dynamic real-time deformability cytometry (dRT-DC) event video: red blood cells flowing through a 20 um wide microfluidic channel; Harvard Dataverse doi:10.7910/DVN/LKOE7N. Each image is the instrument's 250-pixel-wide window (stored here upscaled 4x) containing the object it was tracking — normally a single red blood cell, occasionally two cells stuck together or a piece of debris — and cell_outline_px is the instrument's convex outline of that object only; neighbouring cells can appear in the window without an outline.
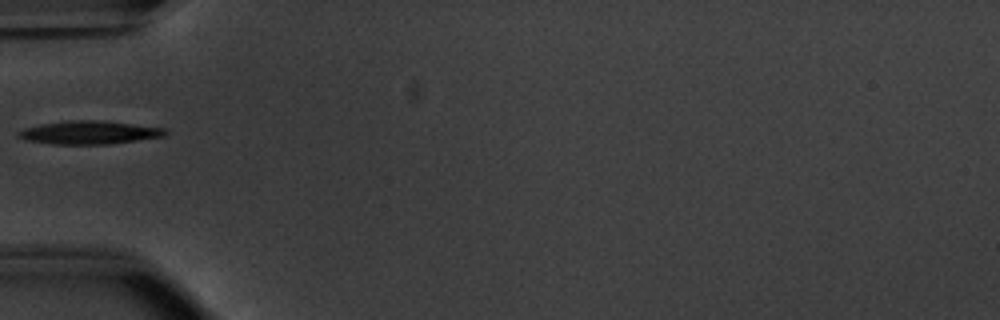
{"species": "common noctule bat (a hibernating species)", "species_latin": "Nyctalus noctula", "temperature_condition": "warm", "stored_images_in_passage": 33, "camera_frame_rate_fps": 3000, "um_per_image_px": 0.085, "animal": {"sex": "male", "body_mass_g": 20.1, "forearm_length_mm": 53.5}, "frame": {"image": 1, "passage_image": 1, "time_ms": 0.0, "image_size_px": [1000, 320], "cell_outline_px": [[168, 132], [164, 136], [108, 144], [52, 144], [28, 140], [16, 136], [16, 132], [24, 128], [40, 124], [72, 120], [96, 120], [164, 128]], "centroid_in_image_um": [7.53, 11.26], "position_along_channel_um": 77.5, "area_um2": 19.59}}
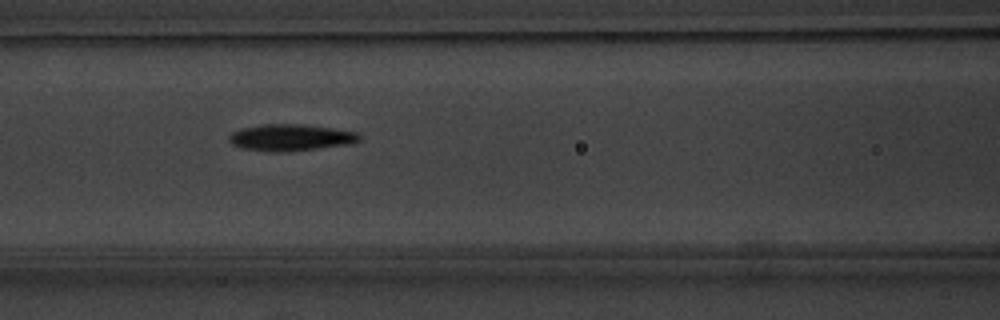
{"frame": {"image": 2, "passage_image": 6, "time_ms": 1.667, "image_size_px": [1000, 320], "cell_outline_px": [[360, 140], [352, 144], [284, 152], [272, 152], [240, 148], [232, 144], [228, 140], [228, 136], [232, 132], [244, 128], [260, 124], [300, 124], [332, 128], [356, 132], [360, 136]], "centroid_in_image_um": [24.68, 11.69], "position_along_channel_um": 141.9, "area_um2": 20.23}}
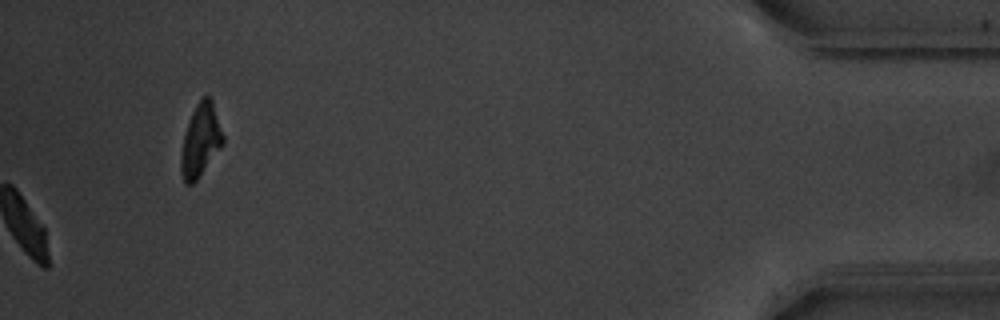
{"frame": {"image": 3, "passage_image": 33, "time_ms": 10.667, "image_size_px": [1000, 320], "cell_outline_px": [[224, 144], [196, 180], [192, 184], [184, 184], [180, 172], [180, 156], [184, 132], [192, 112], [196, 104], [204, 96], [208, 96], [212, 100], [224, 136]], "centroid_in_image_um": [17.03, 11.95], "position_along_channel_um": 418.2, "area_um2": 17.86}}